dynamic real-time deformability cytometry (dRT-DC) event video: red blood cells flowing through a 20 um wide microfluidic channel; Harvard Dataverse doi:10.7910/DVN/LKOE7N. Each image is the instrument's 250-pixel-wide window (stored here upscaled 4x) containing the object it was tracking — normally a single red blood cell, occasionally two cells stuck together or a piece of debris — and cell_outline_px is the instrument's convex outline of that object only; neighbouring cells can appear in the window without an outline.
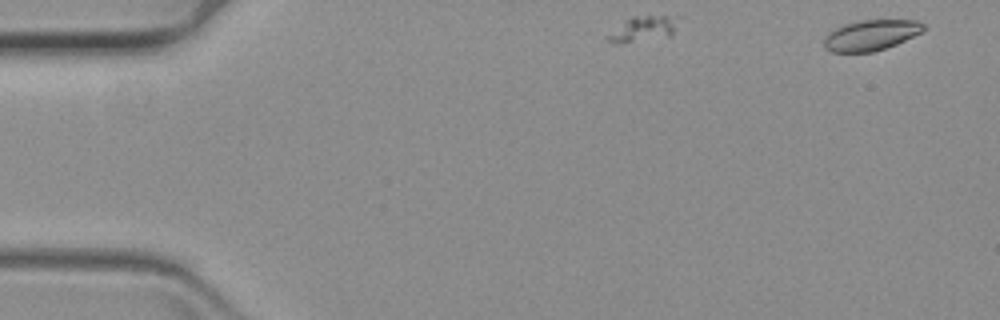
{"species": "common noctule bat (a hibernating species)", "species_latin": "Nyctalus noctula", "temperature_condition": "warm", "stored_images_in_passage": 16, "camera_frame_rate_fps": 3000, "um_per_image_px": 0.085, "animal": {"sex": "female", "body_mass_g": 19.3, "forearm_length_mm": 54.1}, "frame": {"image": 1, "passage_image": 1, "time_ms": 0.0, "image_size_px": [1000, 320], "cell_outline_px": [[924, 28], [920, 32], [896, 44], [872, 52], [832, 52], [824, 48], [824, 36], [828, 32], [844, 24], [860, 20], [916, 20], [924, 24]], "centroid_in_image_um": [73.97, 2.99], "position_along_channel_um": 11.0, "area_um2": 17.57}}
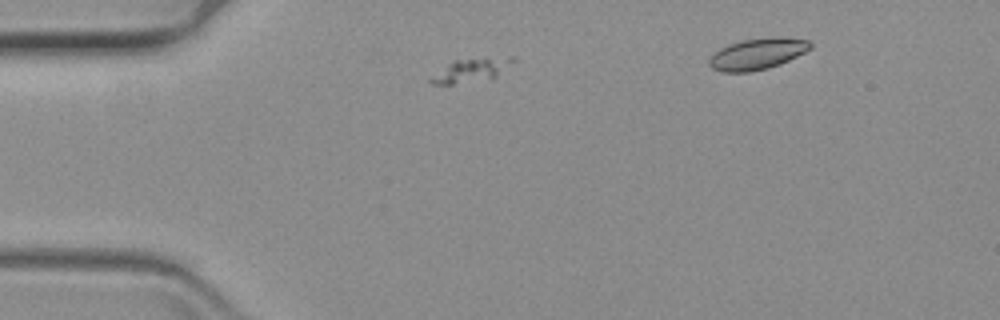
{"frame": {"image": 2, "passage_image": 6, "time_ms": 1.667, "image_size_px": [1000, 320], "cell_outline_px": [[516, 60], [496, 76], [452, 84], [432, 84], [428, 80], [452, 60], [484, 56], [516, 56]], "centroid_in_image_um": [40.1, 5.89], "position_along_channel_um": 44.9, "area_um2": 11.27}}